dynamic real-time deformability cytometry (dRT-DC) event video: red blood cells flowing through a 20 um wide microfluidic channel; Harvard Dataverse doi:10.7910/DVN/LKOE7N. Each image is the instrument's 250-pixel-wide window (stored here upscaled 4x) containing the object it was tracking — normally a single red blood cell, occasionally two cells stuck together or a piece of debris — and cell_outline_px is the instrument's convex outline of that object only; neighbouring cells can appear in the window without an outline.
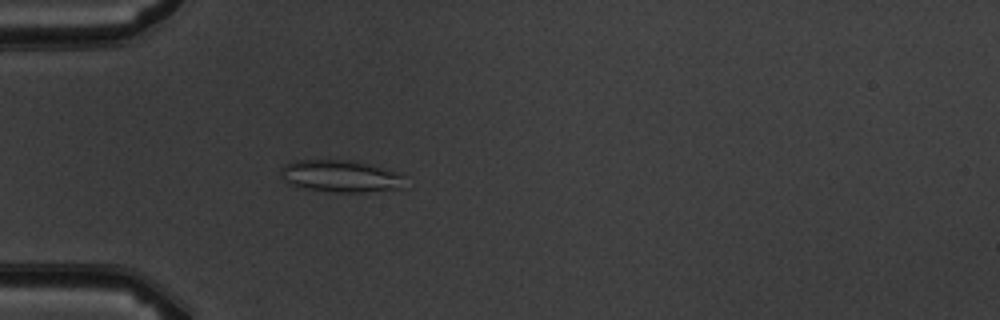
{"species": "common noctule bat (a hibernating species)", "species_latin": "Nyctalus noctula", "temperature_condition": "warm", "stored_images_in_passage": 5, "camera_frame_rate_fps": 3000, "um_per_image_px": 0.085, "animal": {"sex": "male", "body_mass_g": 19.5, "forearm_length_mm": 54.6}, "frame": {"image": 1, "passage_image": 5, "time_ms": 4.667, "image_size_px": [1000, 320], "cell_outline_px": [[404, 176], [400, 188], [364, 192], [336, 192], [304, 188], [288, 184], [280, 176], [280, 168], [284, 164], [296, 160], [356, 160], [400, 172]], "centroid_in_image_um": [28.91, 14.95], "position_along_channel_um": 56.1, "area_um2": 23.35}}